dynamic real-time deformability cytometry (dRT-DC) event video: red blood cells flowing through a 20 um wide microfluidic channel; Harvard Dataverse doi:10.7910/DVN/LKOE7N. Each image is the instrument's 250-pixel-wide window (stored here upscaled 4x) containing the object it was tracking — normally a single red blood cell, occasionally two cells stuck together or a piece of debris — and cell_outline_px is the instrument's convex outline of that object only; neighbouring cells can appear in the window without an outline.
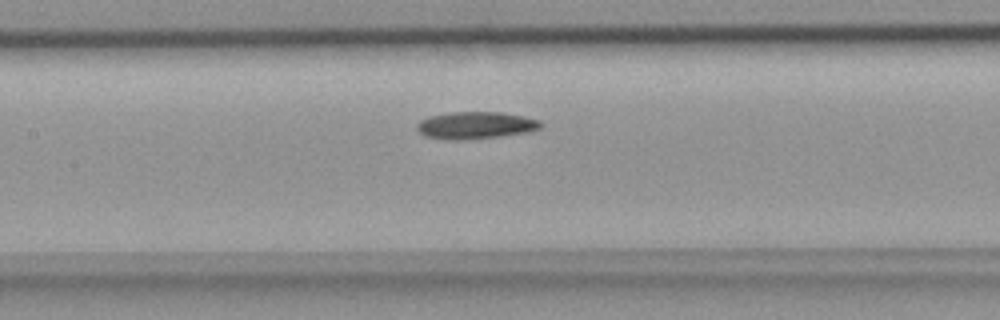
{"species": "common noctule bat (a hibernating species)", "species_latin": "Nyctalus noctula", "temperature_condition": "room temperature", "stored_images_in_passage": 35, "camera_frame_rate_fps": 3000, "um_per_image_px": 0.085, "animal": {"sex": "female", "body_mass_g": 18.4}, "frame": {"image": 1, "passage_image": 10, "time_ms": 3.0, "image_size_px": [1000, 320], "cell_outline_px": [[544, 124], [540, 128], [524, 132], [500, 136], [460, 140], [452, 140], [424, 136], [416, 128], [416, 124], [420, 120], [428, 116], [452, 112], [504, 112], [524, 116], [540, 120]], "centroid_in_image_um": [40.41, 10.64], "position_along_channel_um": 167.0, "area_um2": 19.59}}
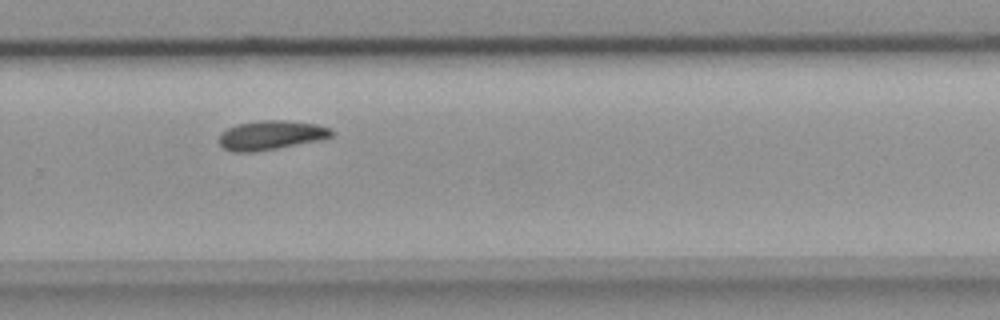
{"frame": {"image": 2, "passage_image": 20, "time_ms": 6.333, "image_size_px": [1000, 320], "cell_outline_px": [[332, 136], [320, 140], [256, 152], [232, 152], [224, 148], [220, 144], [220, 132], [236, 124], [260, 120], [284, 120], [316, 124], [332, 128]], "centroid_in_image_um": [23.02, 11.49], "position_along_channel_um": 306.8, "area_um2": 19.19}}
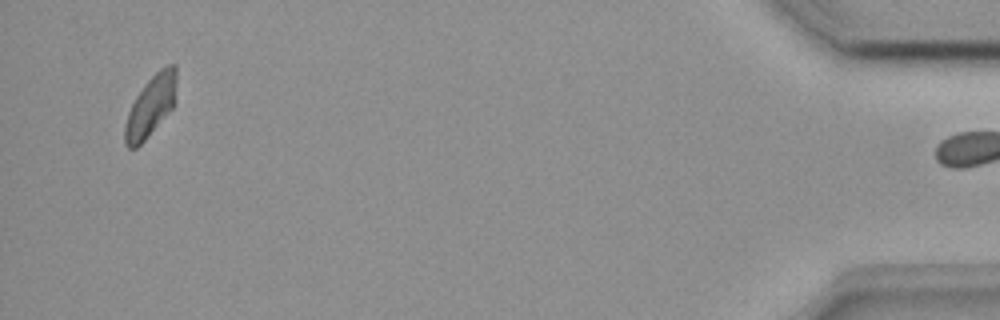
{"frame": {"image": 3, "passage_image": 34, "time_ms": 11.0, "image_size_px": [1000, 320], "cell_outline_px": [[176, 84], [172, 108], [144, 140], [136, 148], [128, 148], [124, 144], [124, 128], [128, 112], [136, 96], [144, 84], [160, 68], [168, 64], [176, 64]], "centroid_in_image_um": [12.79, 9.0], "position_along_channel_um": 422.4, "area_um2": 17.98}}